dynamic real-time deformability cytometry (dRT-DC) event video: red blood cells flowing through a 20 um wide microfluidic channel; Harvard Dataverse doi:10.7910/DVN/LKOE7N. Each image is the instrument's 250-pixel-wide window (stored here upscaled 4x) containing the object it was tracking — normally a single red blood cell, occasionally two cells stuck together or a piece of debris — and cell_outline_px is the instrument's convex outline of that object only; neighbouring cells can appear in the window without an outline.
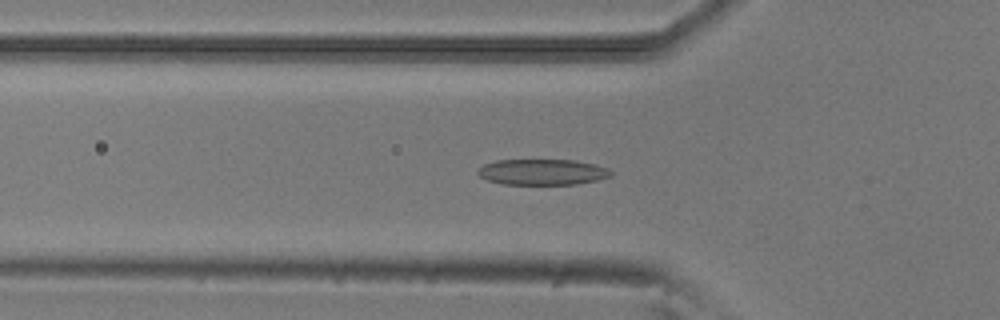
{"species": "common noctule bat (a hibernating species)", "species_latin": "Nyctalus noctula", "temperature_condition": "room temperature", "stored_images_in_passage": 26, "camera_frame_rate_fps": 3000, "um_per_image_px": 0.085, "animal": {"sex": "male", "body_mass_g": 20.5, "forearm_length_mm": 52.5}, "frame": {"image": 1, "passage_image": 6, "time_ms": 1.667, "image_size_px": [1000, 320], "cell_outline_px": [[612, 176], [596, 180], [576, 184], [504, 184], [488, 180], [480, 176], [476, 172], [484, 164], [496, 160], [576, 160], [596, 164], [608, 168], [612, 172]], "centroid_in_image_um": [46.13, 14.61], "position_along_channel_um": 79.7, "area_um2": 20.0}}
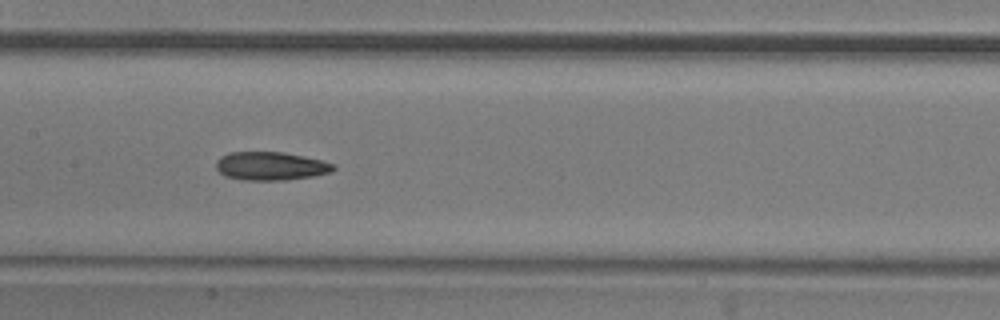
{"frame": {"image": 2, "passage_image": 14, "time_ms": 4.333, "image_size_px": [1000, 320], "cell_outline_px": [[336, 168], [332, 172], [316, 176], [284, 180], [244, 180], [224, 176], [216, 168], [216, 160], [220, 156], [228, 152], [284, 152], [304, 156], [336, 164]], "centroid_in_image_um": [23.02, 14.11], "position_along_channel_um": 184.4, "area_um2": 19.65}}
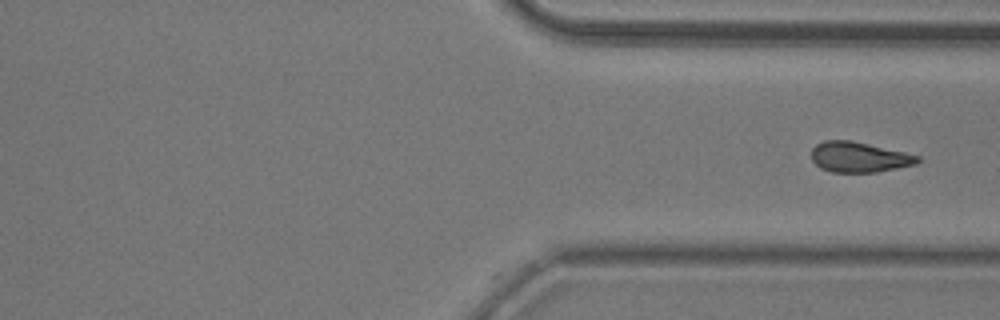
{"frame": {"image": 3, "passage_image": 26, "time_ms": 8.333, "image_size_px": [1000, 320], "cell_outline_px": [[920, 160], [916, 164], [876, 172], [832, 172], [820, 168], [812, 160], [812, 148], [816, 144], [824, 140], [852, 140], [904, 152], [920, 156]], "centroid_in_image_um": [73.0, 13.35], "position_along_channel_um": 338.4, "area_um2": 18.73}}